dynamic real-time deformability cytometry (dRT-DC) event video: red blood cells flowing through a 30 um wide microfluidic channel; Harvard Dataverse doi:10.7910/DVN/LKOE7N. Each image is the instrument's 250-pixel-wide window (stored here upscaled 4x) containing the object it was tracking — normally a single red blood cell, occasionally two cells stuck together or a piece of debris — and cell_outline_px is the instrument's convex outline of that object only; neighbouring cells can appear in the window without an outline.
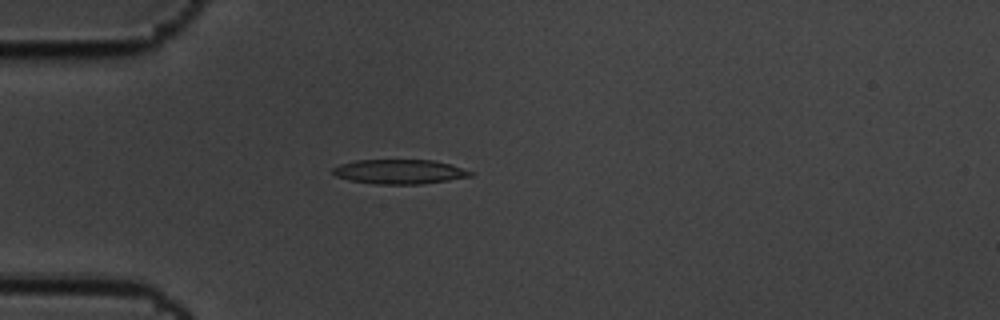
{"species": "common noctule bat (a hibernating species)", "species_latin": "Nyctalus noctula", "temperature_condition": "cold", "stored_images_in_passage": 58, "camera_frame_rate_fps": 3000, "um_per_image_px": 0.085, "animal": {"sex": "male", "body_mass_g": 19.5, "forearm_length_mm": 54.6}, "frame": {"image": 1, "passage_image": 16, "time_ms": 5.0, "image_size_px": [1000, 320], "cell_outline_px": [[472, 176], [448, 180], [420, 184], [376, 184], [348, 180], [336, 176], [332, 172], [332, 168], [340, 164], [356, 160], [432, 160], [452, 164], [472, 172]], "centroid_in_image_um": [33.93, 14.59], "position_along_channel_um": 51.1, "area_um2": 19.59}}
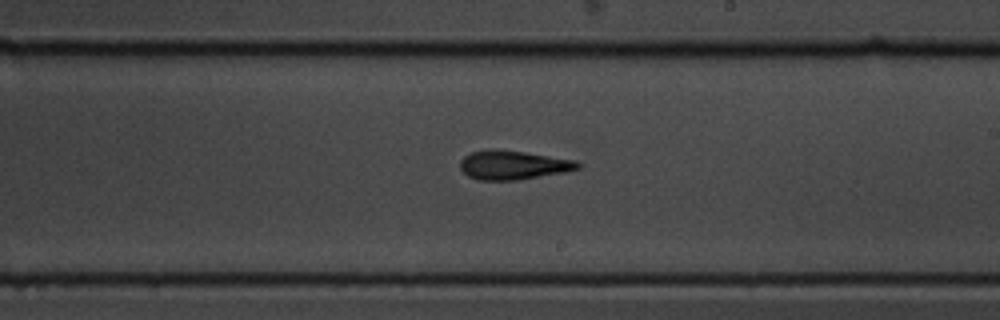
{"frame": {"image": 2, "passage_image": 34, "time_ms": 11.0, "image_size_px": [1000, 320], "cell_outline_px": [[580, 168], [568, 172], [516, 180], [476, 180], [468, 176], [460, 168], [460, 160], [464, 156], [472, 152], [488, 148], [496, 148], [524, 152], [576, 160], [580, 164]], "centroid_in_image_um": [43.6, 14.02], "position_along_channel_um": 245.4, "area_um2": 20.11}}
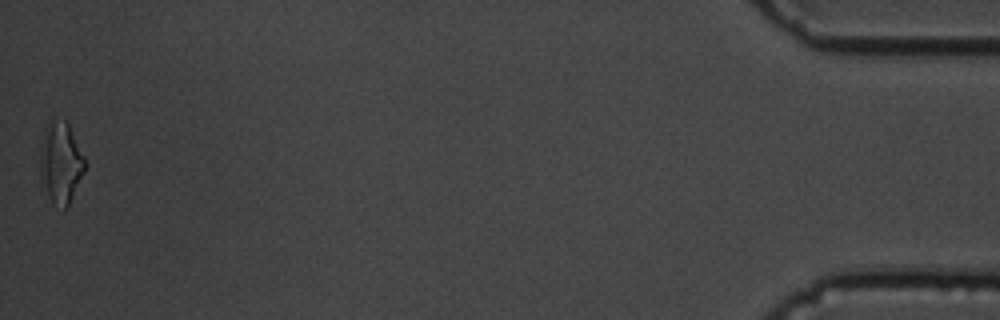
{"frame": {"image": 3, "passage_image": 58, "time_ms": 19.0, "image_size_px": [1000, 320], "cell_outline_px": [[88, 164], [68, 208], [64, 208], [52, 204], [40, 180], [40, 144], [44, 128], [56, 116], [64, 120], [68, 124]], "centroid_in_image_um": [5.16, 13.84], "position_along_channel_um": 430.0, "area_um2": 21.73}, "authors_computed_cell_mechanics": {"area_um2": 19.4786, "velocity_mm_per_s": 3.438, "shape_relaxation_time_tau1_ms": 5.6404, "shape_relaxation_time_tau2_ms": 3.1287, "deformation_change_tau1": 0.163, "deformation_change_tau2": 0.138}}